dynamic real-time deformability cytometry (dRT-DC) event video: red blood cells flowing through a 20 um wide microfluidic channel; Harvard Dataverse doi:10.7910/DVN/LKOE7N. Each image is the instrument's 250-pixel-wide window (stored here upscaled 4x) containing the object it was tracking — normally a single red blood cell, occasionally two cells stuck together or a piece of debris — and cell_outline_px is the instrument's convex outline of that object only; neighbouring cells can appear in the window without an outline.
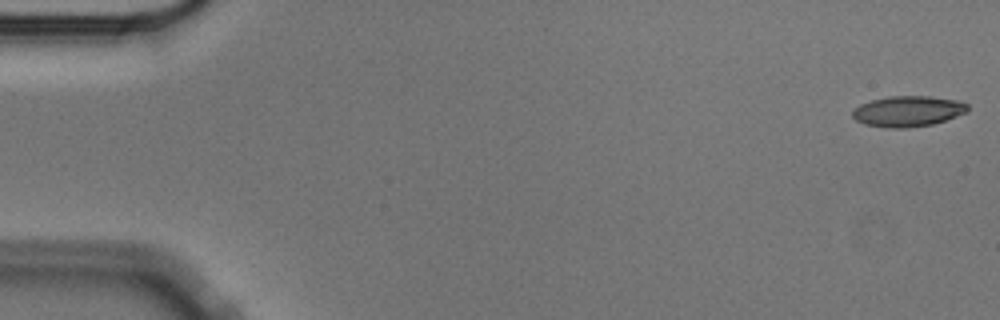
{"species": "Egyptian fruit bat (a non-hibernating species)", "species_latin": "Rousettus aegyptiacus", "temperature_condition": "cold", "stored_images_in_passage": 56, "camera_frame_rate_fps": 3000, "um_per_image_px": 0.085, "animal": {"sex": "male"}, "frame": {"image": 1, "passage_image": 1, "time_ms": 0.0, "image_size_px": [1000, 320], "cell_outline_px": [[968, 112], [932, 124], [908, 128], [888, 128], [864, 124], [856, 120], [852, 116], [852, 108], [860, 104], [872, 100], [888, 96], [928, 96], [960, 100], [968, 104]], "centroid_in_image_um": [77.16, 9.45], "position_along_channel_um": 7.8, "area_um2": 20.75}}
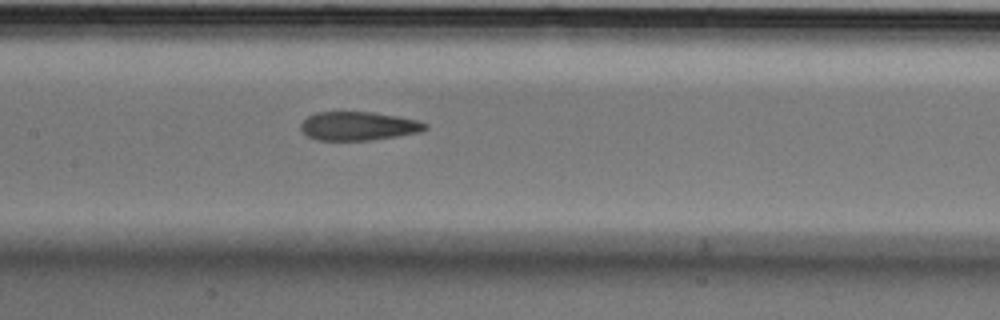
{"frame": {"image": 2, "passage_image": 27, "time_ms": 8.667, "image_size_px": [1000, 320], "cell_outline_px": [[428, 128], [420, 132], [372, 140], [316, 140], [308, 136], [300, 128], [300, 124], [308, 116], [316, 112], [372, 112], [396, 116], [416, 120], [428, 124]], "centroid_in_image_um": [30.45, 10.71], "position_along_channel_um": 176.9, "area_um2": 20.69}}
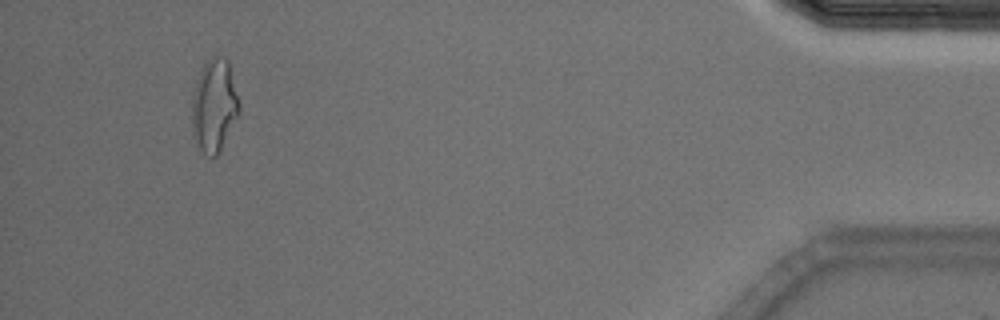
{"frame": {"image": 3, "passage_image": 53, "time_ms": 17.333, "image_size_px": [1000, 320], "cell_outline_px": [[240, 112], [220, 152], [216, 156], [208, 156], [200, 148], [192, 136], [192, 96], [196, 80], [204, 64], [208, 60], [216, 56], [224, 56], [228, 60], [240, 104]], "centroid_in_image_um": [18.21, 8.98], "position_along_channel_um": 417.0, "area_um2": 25.66}, "authors_computed_cell_mechanics": {"area_um2": 21.6172, "velocity_mm_per_s": 3.5475, "shape_relaxation_time_tau1_ms": 6.3154, "shape_relaxation_time_tau2_ms": 2.5075, "deformation_change_tau1": 0.1912, "deformation_change_tau2": 0.1116}}